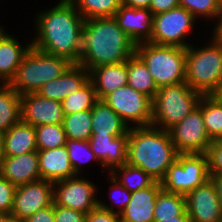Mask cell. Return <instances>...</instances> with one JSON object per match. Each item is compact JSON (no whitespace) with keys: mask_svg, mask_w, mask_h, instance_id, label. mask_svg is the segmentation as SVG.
I'll return each instance as SVG.
<instances>
[{"mask_svg":"<svg viewBox=\"0 0 222 222\" xmlns=\"http://www.w3.org/2000/svg\"><path fill=\"white\" fill-rule=\"evenodd\" d=\"M0 174L15 186L41 179L38 150L13 157H2Z\"/></svg>","mask_w":222,"mask_h":222,"instance_id":"d6986e66","label":"cell"},{"mask_svg":"<svg viewBox=\"0 0 222 222\" xmlns=\"http://www.w3.org/2000/svg\"><path fill=\"white\" fill-rule=\"evenodd\" d=\"M86 222H121V220L119 214L97 206L86 214Z\"/></svg>","mask_w":222,"mask_h":222,"instance_id":"60d3db41","label":"cell"},{"mask_svg":"<svg viewBox=\"0 0 222 222\" xmlns=\"http://www.w3.org/2000/svg\"><path fill=\"white\" fill-rule=\"evenodd\" d=\"M89 73L98 100H103L110 93L127 85V61L98 66Z\"/></svg>","mask_w":222,"mask_h":222,"instance_id":"7402d4cb","label":"cell"},{"mask_svg":"<svg viewBox=\"0 0 222 222\" xmlns=\"http://www.w3.org/2000/svg\"><path fill=\"white\" fill-rule=\"evenodd\" d=\"M127 85L152 100L159 89L146 64L136 53L127 60Z\"/></svg>","mask_w":222,"mask_h":222,"instance_id":"484cf974","label":"cell"},{"mask_svg":"<svg viewBox=\"0 0 222 222\" xmlns=\"http://www.w3.org/2000/svg\"><path fill=\"white\" fill-rule=\"evenodd\" d=\"M159 222H190V221H189V217H188V212L185 211L180 216H174L173 218L162 219Z\"/></svg>","mask_w":222,"mask_h":222,"instance_id":"7dc6e473","label":"cell"},{"mask_svg":"<svg viewBox=\"0 0 222 222\" xmlns=\"http://www.w3.org/2000/svg\"><path fill=\"white\" fill-rule=\"evenodd\" d=\"M153 13L149 9L121 5L114 18L119 27L135 42H149L153 33Z\"/></svg>","mask_w":222,"mask_h":222,"instance_id":"2e32d148","label":"cell"},{"mask_svg":"<svg viewBox=\"0 0 222 222\" xmlns=\"http://www.w3.org/2000/svg\"><path fill=\"white\" fill-rule=\"evenodd\" d=\"M168 132L179 154L206 153L213 142L206 131L199 105Z\"/></svg>","mask_w":222,"mask_h":222,"instance_id":"8fae6325","label":"cell"},{"mask_svg":"<svg viewBox=\"0 0 222 222\" xmlns=\"http://www.w3.org/2000/svg\"><path fill=\"white\" fill-rule=\"evenodd\" d=\"M91 110L64 115L62 123L66 138L88 141L92 135Z\"/></svg>","mask_w":222,"mask_h":222,"instance_id":"4dcf8cb0","label":"cell"},{"mask_svg":"<svg viewBox=\"0 0 222 222\" xmlns=\"http://www.w3.org/2000/svg\"><path fill=\"white\" fill-rule=\"evenodd\" d=\"M14 35H7L0 42V84H9L16 74L32 42L21 44Z\"/></svg>","mask_w":222,"mask_h":222,"instance_id":"603a6c76","label":"cell"},{"mask_svg":"<svg viewBox=\"0 0 222 222\" xmlns=\"http://www.w3.org/2000/svg\"><path fill=\"white\" fill-rule=\"evenodd\" d=\"M65 146L69 154L70 163L76 175L82 174L81 172L83 171H81V165L85 162H90L91 160L100 163L99 165L102 167L101 162L91 150L89 140L82 141L67 139Z\"/></svg>","mask_w":222,"mask_h":222,"instance_id":"d590c367","label":"cell"},{"mask_svg":"<svg viewBox=\"0 0 222 222\" xmlns=\"http://www.w3.org/2000/svg\"><path fill=\"white\" fill-rule=\"evenodd\" d=\"M21 120L32 126L62 124L64 112L62 103L45 98L36 92L21 95Z\"/></svg>","mask_w":222,"mask_h":222,"instance_id":"9a60e30c","label":"cell"},{"mask_svg":"<svg viewBox=\"0 0 222 222\" xmlns=\"http://www.w3.org/2000/svg\"><path fill=\"white\" fill-rule=\"evenodd\" d=\"M97 186L79 175L53 182V201L58 206L88 213L98 206Z\"/></svg>","mask_w":222,"mask_h":222,"instance_id":"7c38bea8","label":"cell"},{"mask_svg":"<svg viewBox=\"0 0 222 222\" xmlns=\"http://www.w3.org/2000/svg\"><path fill=\"white\" fill-rule=\"evenodd\" d=\"M53 182L39 179L16 186L10 216L23 222L53 204Z\"/></svg>","mask_w":222,"mask_h":222,"instance_id":"4fadbf2b","label":"cell"},{"mask_svg":"<svg viewBox=\"0 0 222 222\" xmlns=\"http://www.w3.org/2000/svg\"><path fill=\"white\" fill-rule=\"evenodd\" d=\"M103 100L129 127L151 125L152 99L129 85L120 87Z\"/></svg>","mask_w":222,"mask_h":222,"instance_id":"30bf717a","label":"cell"},{"mask_svg":"<svg viewBox=\"0 0 222 222\" xmlns=\"http://www.w3.org/2000/svg\"><path fill=\"white\" fill-rule=\"evenodd\" d=\"M212 34L204 47L186 48L185 82L202 95H210L222 78V42Z\"/></svg>","mask_w":222,"mask_h":222,"instance_id":"277c9868","label":"cell"},{"mask_svg":"<svg viewBox=\"0 0 222 222\" xmlns=\"http://www.w3.org/2000/svg\"><path fill=\"white\" fill-rule=\"evenodd\" d=\"M135 53L158 88L185 82L186 48L143 42L136 45Z\"/></svg>","mask_w":222,"mask_h":222,"instance_id":"52a82bcc","label":"cell"},{"mask_svg":"<svg viewBox=\"0 0 222 222\" xmlns=\"http://www.w3.org/2000/svg\"><path fill=\"white\" fill-rule=\"evenodd\" d=\"M89 80V71L78 63H72L60 77L45 83L36 93L61 102L81 89Z\"/></svg>","mask_w":222,"mask_h":222,"instance_id":"e0dca14e","label":"cell"},{"mask_svg":"<svg viewBox=\"0 0 222 222\" xmlns=\"http://www.w3.org/2000/svg\"><path fill=\"white\" fill-rule=\"evenodd\" d=\"M78 64L89 72L98 66L127 61L136 52L135 42L114 17L87 19L79 33Z\"/></svg>","mask_w":222,"mask_h":222,"instance_id":"7a4b0ae2","label":"cell"},{"mask_svg":"<svg viewBox=\"0 0 222 222\" xmlns=\"http://www.w3.org/2000/svg\"><path fill=\"white\" fill-rule=\"evenodd\" d=\"M55 222H86V213L54 203Z\"/></svg>","mask_w":222,"mask_h":222,"instance_id":"ab89813d","label":"cell"},{"mask_svg":"<svg viewBox=\"0 0 222 222\" xmlns=\"http://www.w3.org/2000/svg\"><path fill=\"white\" fill-rule=\"evenodd\" d=\"M151 0H122V4L132 8L149 9Z\"/></svg>","mask_w":222,"mask_h":222,"instance_id":"f6af8a7d","label":"cell"},{"mask_svg":"<svg viewBox=\"0 0 222 222\" xmlns=\"http://www.w3.org/2000/svg\"><path fill=\"white\" fill-rule=\"evenodd\" d=\"M37 150H50L66 144L62 124H45L35 127Z\"/></svg>","mask_w":222,"mask_h":222,"instance_id":"836d02e7","label":"cell"},{"mask_svg":"<svg viewBox=\"0 0 222 222\" xmlns=\"http://www.w3.org/2000/svg\"><path fill=\"white\" fill-rule=\"evenodd\" d=\"M213 33L217 36V38L222 42V18L219 24L215 27L212 28Z\"/></svg>","mask_w":222,"mask_h":222,"instance_id":"c3c4849f","label":"cell"},{"mask_svg":"<svg viewBox=\"0 0 222 222\" xmlns=\"http://www.w3.org/2000/svg\"><path fill=\"white\" fill-rule=\"evenodd\" d=\"M196 20L195 16L181 6L158 13L153 16V33L149 42L188 48L190 43H187L185 37L192 34Z\"/></svg>","mask_w":222,"mask_h":222,"instance_id":"9c48e42d","label":"cell"},{"mask_svg":"<svg viewBox=\"0 0 222 222\" xmlns=\"http://www.w3.org/2000/svg\"><path fill=\"white\" fill-rule=\"evenodd\" d=\"M190 222H222V210L215 186L209 179L186 196Z\"/></svg>","mask_w":222,"mask_h":222,"instance_id":"5bb4252c","label":"cell"},{"mask_svg":"<svg viewBox=\"0 0 222 222\" xmlns=\"http://www.w3.org/2000/svg\"><path fill=\"white\" fill-rule=\"evenodd\" d=\"M92 135L120 136L129 130V126L104 101L98 100L91 109Z\"/></svg>","mask_w":222,"mask_h":222,"instance_id":"cb8c5ba5","label":"cell"},{"mask_svg":"<svg viewBox=\"0 0 222 222\" xmlns=\"http://www.w3.org/2000/svg\"><path fill=\"white\" fill-rule=\"evenodd\" d=\"M71 64L65 57L50 55L32 46L9 85L20 95L37 92L45 83L60 77Z\"/></svg>","mask_w":222,"mask_h":222,"instance_id":"5b68a950","label":"cell"},{"mask_svg":"<svg viewBox=\"0 0 222 222\" xmlns=\"http://www.w3.org/2000/svg\"><path fill=\"white\" fill-rule=\"evenodd\" d=\"M181 7L188 10L196 18H205L216 20V25L219 24L222 18V1L221 0H179ZM200 16V17H199ZM217 18V19H216ZM218 22V23H217Z\"/></svg>","mask_w":222,"mask_h":222,"instance_id":"e575fe53","label":"cell"},{"mask_svg":"<svg viewBox=\"0 0 222 222\" xmlns=\"http://www.w3.org/2000/svg\"><path fill=\"white\" fill-rule=\"evenodd\" d=\"M129 130L120 136L91 135L89 142L102 165L109 173L118 166L127 162V144Z\"/></svg>","mask_w":222,"mask_h":222,"instance_id":"ac0fdd59","label":"cell"},{"mask_svg":"<svg viewBox=\"0 0 222 222\" xmlns=\"http://www.w3.org/2000/svg\"><path fill=\"white\" fill-rule=\"evenodd\" d=\"M129 192H135L152 186L156 181L139 167H133L127 163L115 167L110 173Z\"/></svg>","mask_w":222,"mask_h":222,"instance_id":"83f0119b","label":"cell"},{"mask_svg":"<svg viewBox=\"0 0 222 222\" xmlns=\"http://www.w3.org/2000/svg\"><path fill=\"white\" fill-rule=\"evenodd\" d=\"M21 120V95L9 84H0V131L6 132Z\"/></svg>","mask_w":222,"mask_h":222,"instance_id":"4316f807","label":"cell"},{"mask_svg":"<svg viewBox=\"0 0 222 222\" xmlns=\"http://www.w3.org/2000/svg\"><path fill=\"white\" fill-rule=\"evenodd\" d=\"M0 222H20V221L11 216H2L0 218Z\"/></svg>","mask_w":222,"mask_h":222,"instance_id":"f907efd6","label":"cell"},{"mask_svg":"<svg viewBox=\"0 0 222 222\" xmlns=\"http://www.w3.org/2000/svg\"><path fill=\"white\" fill-rule=\"evenodd\" d=\"M180 6L179 0H151L149 10L156 15Z\"/></svg>","mask_w":222,"mask_h":222,"instance_id":"7bdbcfd3","label":"cell"},{"mask_svg":"<svg viewBox=\"0 0 222 222\" xmlns=\"http://www.w3.org/2000/svg\"><path fill=\"white\" fill-rule=\"evenodd\" d=\"M23 222H55L54 202L47 208L37 211Z\"/></svg>","mask_w":222,"mask_h":222,"instance_id":"b9f144b4","label":"cell"},{"mask_svg":"<svg viewBox=\"0 0 222 222\" xmlns=\"http://www.w3.org/2000/svg\"><path fill=\"white\" fill-rule=\"evenodd\" d=\"M37 151L35 127L20 120L4 132L3 157Z\"/></svg>","mask_w":222,"mask_h":222,"instance_id":"d4e9b609","label":"cell"},{"mask_svg":"<svg viewBox=\"0 0 222 222\" xmlns=\"http://www.w3.org/2000/svg\"><path fill=\"white\" fill-rule=\"evenodd\" d=\"M209 179L207 154L189 153L178 154L176 161L168 168L160 183L166 192L186 196Z\"/></svg>","mask_w":222,"mask_h":222,"instance_id":"ba28073f","label":"cell"},{"mask_svg":"<svg viewBox=\"0 0 222 222\" xmlns=\"http://www.w3.org/2000/svg\"><path fill=\"white\" fill-rule=\"evenodd\" d=\"M35 18L36 36L31 40L32 46L78 63L81 54L79 33L85 19L77 9L68 0H60L55 7L38 12Z\"/></svg>","mask_w":222,"mask_h":222,"instance_id":"6da1fadb","label":"cell"},{"mask_svg":"<svg viewBox=\"0 0 222 222\" xmlns=\"http://www.w3.org/2000/svg\"><path fill=\"white\" fill-rule=\"evenodd\" d=\"M16 186L0 174V215L10 216Z\"/></svg>","mask_w":222,"mask_h":222,"instance_id":"74e56055","label":"cell"},{"mask_svg":"<svg viewBox=\"0 0 222 222\" xmlns=\"http://www.w3.org/2000/svg\"><path fill=\"white\" fill-rule=\"evenodd\" d=\"M97 101L98 97L94 85L89 80L77 92L65 97L61 103L64 115H69L79 111L91 110Z\"/></svg>","mask_w":222,"mask_h":222,"instance_id":"d6a6232c","label":"cell"},{"mask_svg":"<svg viewBox=\"0 0 222 222\" xmlns=\"http://www.w3.org/2000/svg\"><path fill=\"white\" fill-rule=\"evenodd\" d=\"M110 179V191L109 190V199L111 200V205L107 204L100 199H98V206L101 208H104L106 210H109L110 212H114L117 214H120L125 207L128 205L129 201L131 200V192H129L126 188H124L115 178H113L111 175L109 176ZM115 206H112V205ZM117 204V205H116ZM117 206V207H116ZM114 208H119L117 211Z\"/></svg>","mask_w":222,"mask_h":222,"instance_id":"8d00e7d4","label":"cell"},{"mask_svg":"<svg viewBox=\"0 0 222 222\" xmlns=\"http://www.w3.org/2000/svg\"><path fill=\"white\" fill-rule=\"evenodd\" d=\"M198 105L202 109L203 121L210 139H222V103L215 101L210 95H203Z\"/></svg>","mask_w":222,"mask_h":222,"instance_id":"f1b7e54d","label":"cell"},{"mask_svg":"<svg viewBox=\"0 0 222 222\" xmlns=\"http://www.w3.org/2000/svg\"><path fill=\"white\" fill-rule=\"evenodd\" d=\"M9 33L7 31L5 32V28L0 25V42L4 39L5 36H7Z\"/></svg>","mask_w":222,"mask_h":222,"instance_id":"816d5d0a","label":"cell"},{"mask_svg":"<svg viewBox=\"0 0 222 222\" xmlns=\"http://www.w3.org/2000/svg\"><path fill=\"white\" fill-rule=\"evenodd\" d=\"M210 180L215 186V190L217 192L220 205H221V210H222V175L220 174H210Z\"/></svg>","mask_w":222,"mask_h":222,"instance_id":"ee69618b","label":"cell"},{"mask_svg":"<svg viewBox=\"0 0 222 222\" xmlns=\"http://www.w3.org/2000/svg\"><path fill=\"white\" fill-rule=\"evenodd\" d=\"M210 96L220 103H222V78L216 88L211 92Z\"/></svg>","mask_w":222,"mask_h":222,"instance_id":"bcb514c9","label":"cell"},{"mask_svg":"<svg viewBox=\"0 0 222 222\" xmlns=\"http://www.w3.org/2000/svg\"><path fill=\"white\" fill-rule=\"evenodd\" d=\"M202 96L186 82L160 87L152 100L151 125L168 131L198 106Z\"/></svg>","mask_w":222,"mask_h":222,"instance_id":"8992f818","label":"cell"},{"mask_svg":"<svg viewBox=\"0 0 222 222\" xmlns=\"http://www.w3.org/2000/svg\"><path fill=\"white\" fill-rule=\"evenodd\" d=\"M162 190L156 181L152 186L131 193V200L119 214L121 222H154L156 197Z\"/></svg>","mask_w":222,"mask_h":222,"instance_id":"ffe728a7","label":"cell"},{"mask_svg":"<svg viewBox=\"0 0 222 222\" xmlns=\"http://www.w3.org/2000/svg\"><path fill=\"white\" fill-rule=\"evenodd\" d=\"M178 152L168 131L150 126L129 127L127 164L139 167L160 182Z\"/></svg>","mask_w":222,"mask_h":222,"instance_id":"3957f363","label":"cell"},{"mask_svg":"<svg viewBox=\"0 0 222 222\" xmlns=\"http://www.w3.org/2000/svg\"><path fill=\"white\" fill-rule=\"evenodd\" d=\"M209 173L222 175V139L215 140L207 152Z\"/></svg>","mask_w":222,"mask_h":222,"instance_id":"f35d334b","label":"cell"},{"mask_svg":"<svg viewBox=\"0 0 222 222\" xmlns=\"http://www.w3.org/2000/svg\"><path fill=\"white\" fill-rule=\"evenodd\" d=\"M38 163L41 179L56 182L76 176L65 145L56 149L38 150Z\"/></svg>","mask_w":222,"mask_h":222,"instance_id":"44dd1931","label":"cell"},{"mask_svg":"<svg viewBox=\"0 0 222 222\" xmlns=\"http://www.w3.org/2000/svg\"><path fill=\"white\" fill-rule=\"evenodd\" d=\"M4 150V132L0 131V160L3 157Z\"/></svg>","mask_w":222,"mask_h":222,"instance_id":"681fc988","label":"cell"},{"mask_svg":"<svg viewBox=\"0 0 222 222\" xmlns=\"http://www.w3.org/2000/svg\"><path fill=\"white\" fill-rule=\"evenodd\" d=\"M85 20L114 17L122 0H68Z\"/></svg>","mask_w":222,"mask_h":222,"instance_id":"f546056e","label":"cell"},{"mask_svg":"<svg viewBox=\"0 0 222 222\" xmlns=\"http://www.w3.org/2000/svg\"><path fill=\"white\" fill-rule=\"evenodd\" d=\"M185 211L186 199L184 195L168 193L162 189L156 197L154 222L173 218L174 216H180Z\"/></svg>","mask_w":222,"mask_h":222,"instance_id":"1f68e13d","label":"cell"}]
</instances>
